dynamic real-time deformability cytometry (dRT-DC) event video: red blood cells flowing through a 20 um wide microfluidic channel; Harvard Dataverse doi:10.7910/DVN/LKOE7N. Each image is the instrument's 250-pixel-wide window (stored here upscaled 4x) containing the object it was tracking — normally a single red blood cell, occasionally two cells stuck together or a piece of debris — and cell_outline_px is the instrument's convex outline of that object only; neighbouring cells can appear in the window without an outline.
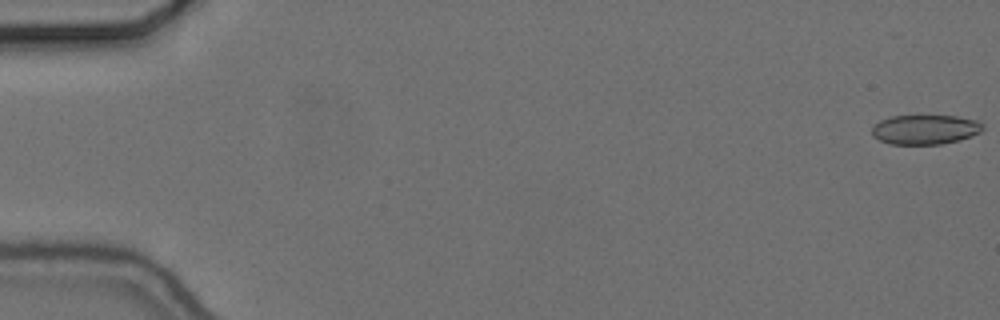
{"species": "common noctule bat (a hibernating species)", "species_latin": "Nyctalus noctula", "temperature_condition": "cold", "stored_images_in_passage": 57, "camera_frame_rate_fps": 3000, "um_per_image_px": 0.085, "animal": {"sex": "female", "body_mass_g": 24.6, "forearm_length_mm": 56.2}, "frame": {"image": 1, "passage_image": 1, "time_ms": 0.0, "image_size_px": [1000, 320], "cell_outline_px": [[984, 128], [980, 132], [972, 136], [960, 140], [940, 144], [888, 144], [872, 136], [872, 124], [880, 120], [892, 116], [956, 116], [976, 120], [984, 124]], "centroid_in_image_um": [78.62, 11.01], "position_along_channel_um": 6.4, "area_um2": 19.25}}
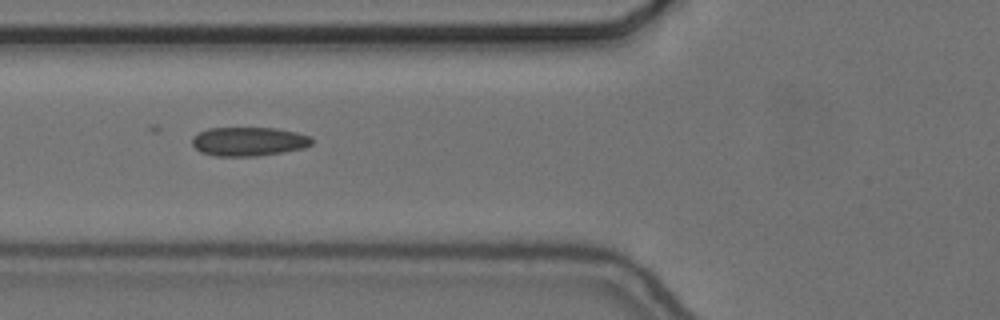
{"frame": {"image": 2, "passage_image": 22, "time_ms": 7.0, "image_size_px": [1000, 320], "cell_outline_px": [[312, 144], [304, 148], [284, 152], [256, 156], [216, 156], [200, 152], [192, 144], [192, 136], [208, 128], [276, 128], [296, 132], [312, 136]], "centroid_in_image_um": [21.15, 12.03], "position_along_channel_um": 104.6, "area_um2": 20.29}}
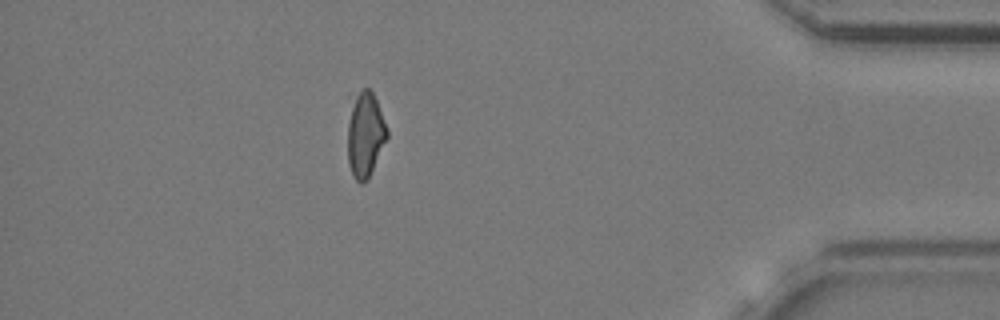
{"frame": {"image": 3, "passage_image": 50, "time_ms": 16.333, "image_size_px": [1000, 320], "cell_outline_px": [[388, 136], [368, 180], [364, 184], [360, 184], [352, 176], [348, 164], [348, 96], [364, 88], [368, 88], [372, 92], [376, 100], [388, 128]], "centroid_in_image_um": [31.0, 11.39], "position_along_channel_um": 404.2, "area_um2": 20.29}}